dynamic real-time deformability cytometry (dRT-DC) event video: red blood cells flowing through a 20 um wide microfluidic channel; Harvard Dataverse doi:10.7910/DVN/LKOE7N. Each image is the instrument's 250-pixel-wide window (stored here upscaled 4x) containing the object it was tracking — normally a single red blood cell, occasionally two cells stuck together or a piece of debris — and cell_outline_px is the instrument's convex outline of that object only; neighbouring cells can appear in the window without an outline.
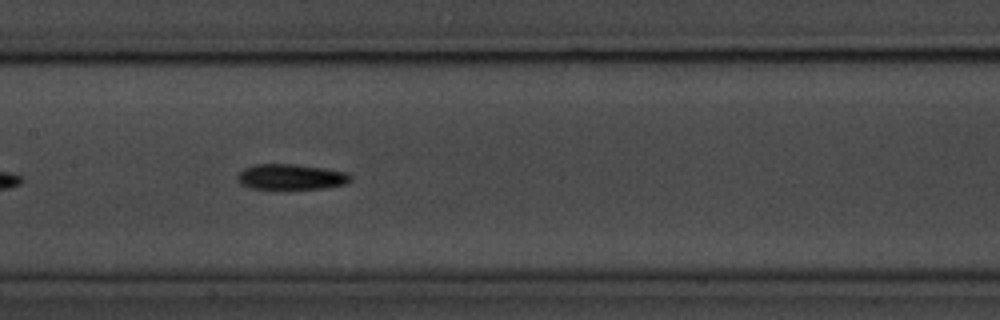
{"species": "common noctule bat (a hibernating species)", "species_latin": "Nyctalus noctula", "temperature_condition": "room temperature", "stored_images_in_passage": 42, "camera_frame_rate_fps": 3000, "um_per_image_px": 0.085, "animal": {"sex": "male", "body_mass_g": 20.1, "forearm_length_mm": 53.5}, "frame": {"image": 1, "passage_image": 13, "time_ms": 4.0, "image_size_px": [1000, 320], "cell_outline_px": [[352, 180], [344, 184], [324, 188], [248, 188], [240, 184], [236, 180], [236, 176], [244, 168], [256, 164], [292, 164], [324, 168], [348, 172], [352, 176]], "centroid_in_image_um": [24.72, 15.02], "position_along_channel_um": 182.7, "area_um2": 16.76}}
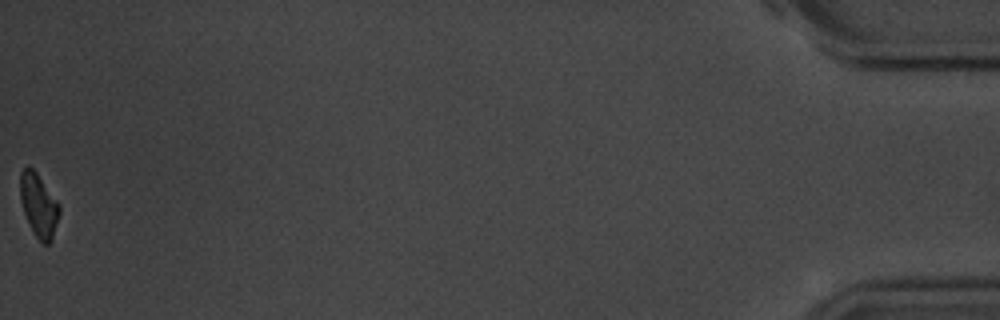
{"frame": {"image": 2, "passage_image": 42, "time_ms": 13.667, "image_size_px": [1000, 320], "cell_outline_px": [[60, 212], [52, 240], [48, 244], [44, 244], [36, 236], [24, 212], [20, 200], [20, 172], [28, 164], [36, 172], [60, 204]], "centroid_in_image_um": [3.3, 17.41], "position_along_channel_um": 431.9, "area_um2": 14.33}, "authors_computed_cell_mechanics": {"area_um2": 16.0106, "velocity_mm_per_s": 3.618, "shape_relaxation_time_tau1_ms": 2.0917, "shape_relaxation_time_tau2_ms": null, "deformation_change_tau1": 0.1203, "deformation_change_tau2": null}}